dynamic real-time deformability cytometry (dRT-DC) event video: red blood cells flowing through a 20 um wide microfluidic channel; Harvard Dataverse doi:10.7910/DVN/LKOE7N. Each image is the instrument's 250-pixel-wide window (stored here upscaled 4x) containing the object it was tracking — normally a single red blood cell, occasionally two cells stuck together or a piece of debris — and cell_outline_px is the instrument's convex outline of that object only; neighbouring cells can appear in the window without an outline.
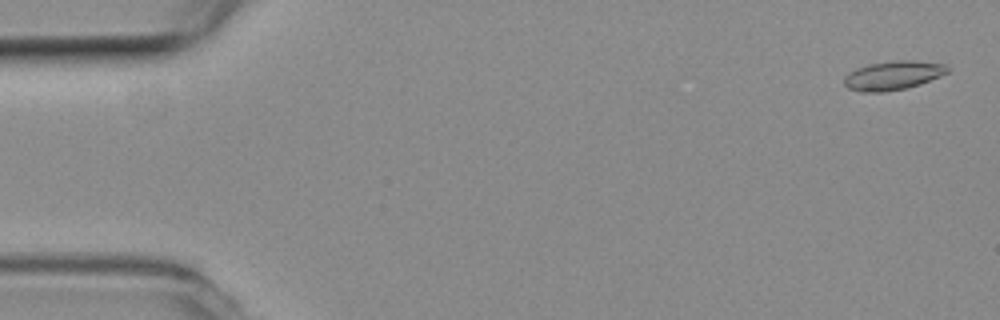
{"species": "common noctule bat (a hibernating species)", "species_latin": "Nyctalus noctula", "temperature_condition": "room temperature", "stored_images_in_passage": 12, "camera_frame_rate_fps": 3000, "um_per_image_px": 0.085, "animal": {"sex": "female", "body_mass_g": 19.3, "forearm_length_mm": 54.1}, "frame": {"image": 1, "passage_image": 2, "time_ms": 0.333, "image_size_px": [1000, 320], "cell_outline_px": [[948, 72], [940, 76], [920, 84], [904, 88], [884, 92], [860, 92], [848, 88], [844, 84], [844, 76], [848, 72], [856, 68], [868, 64], [896, 60], [916, 60], [948, 64]], "centroid_in_image_um": [75.9, 6.4], "position_along_channel_um": 9.1, "area_um2": 17.57}}